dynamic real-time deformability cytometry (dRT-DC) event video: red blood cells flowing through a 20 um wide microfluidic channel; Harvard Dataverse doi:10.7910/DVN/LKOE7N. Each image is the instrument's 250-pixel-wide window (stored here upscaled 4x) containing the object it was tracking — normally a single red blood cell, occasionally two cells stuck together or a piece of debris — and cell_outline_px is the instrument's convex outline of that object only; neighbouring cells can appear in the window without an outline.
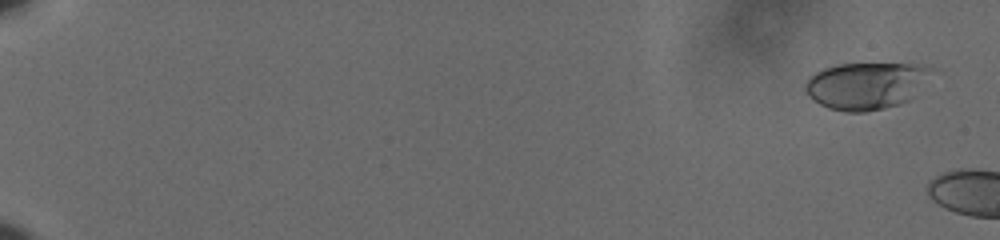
{"species": "human", "species_latin": "Homo sapiens", "temperature_condition": "cold", "stored_images_in_passage": 9, "camera_frame_rate_fps": 3000, "um_per_image_px": 0.085, "donor": {"sex": "male"}, "frame": {"image": 1, "passage_image": 3, "time_ms": 0.667, "image_size_px": [1000, 240], "cell_outline_px": [[932, 68], [908, 100], [900, 104], [884, 108], [864, 112], [844, 112], [828, 108], [812, 100], [804, 92], [804, 84], [808, 76], [824, 68], [836, 64], [924, 64]], "centroid_in_image_um": [73.49, 7.28], "position_along_channel_um": 11.5, "area_um2": 34.22}}